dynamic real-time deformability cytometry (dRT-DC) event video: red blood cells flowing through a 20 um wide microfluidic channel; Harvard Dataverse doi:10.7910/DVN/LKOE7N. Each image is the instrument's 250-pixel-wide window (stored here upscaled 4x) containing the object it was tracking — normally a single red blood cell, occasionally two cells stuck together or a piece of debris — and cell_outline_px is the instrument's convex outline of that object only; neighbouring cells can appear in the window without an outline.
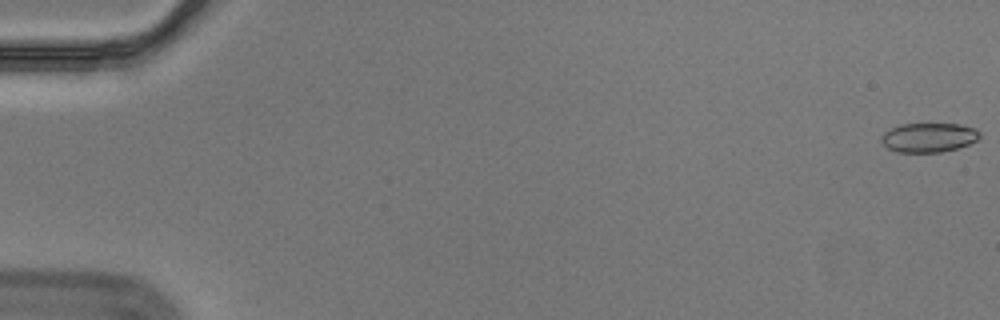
{"species": "Egyptian fruit bat (a non-hibernating species)", "species_latin": "Rousettus aegyptiacus", "temperature_condition": "cold", "stored_images_in_passage": 57, "camera_frame_rate_fps": 3000, "um_per_image_px": 0.085, "animal": {"sex": "male"}, "frame": {"image": 1, "passage_image": 1, "time_ms": 0.0, "image_size_px": [1000, 320], "cell_outline_px": [[980, 136], [976, 140], [968, 144], [956, 148], [940, 152], [896, 152], [888, 148], [880, 140], [880, 136], [884, 132], [900, 124], [960, 124], [976, 128], [980, 132]], "centroid_in_image_um": [78.93, 11.68], "position_along_channel_um": 6.1, "area_um2": 16.76}}
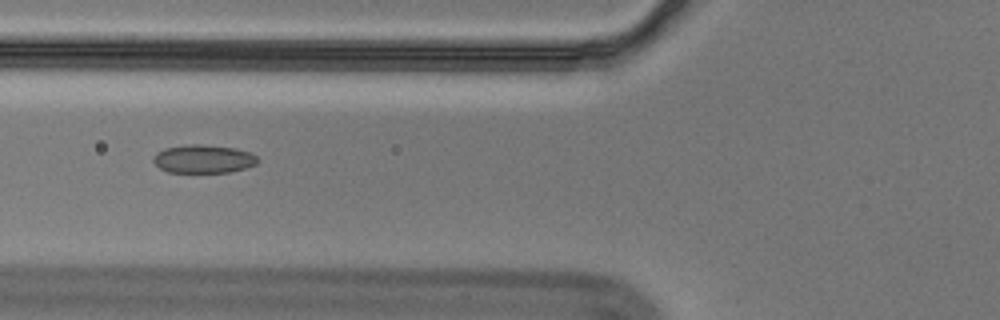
{"frame": {"image": 2, "passage_image": 23, "time_ms": 7.333, "image_size_px": [1000, 320], "cell_outline_px": [[260, 160], [256, 164], [244, 168], [228, 172], [168, 172], [160, 168], [152, 160], [156, 152], [164, 148], [188, 144], [204, 144], [236, 148], [248, 152], [256, 156]], "centroid_in_image_um": [17.28, 13.5], "position_along_channel_um": 108.5, "area_um2": 17.22}}
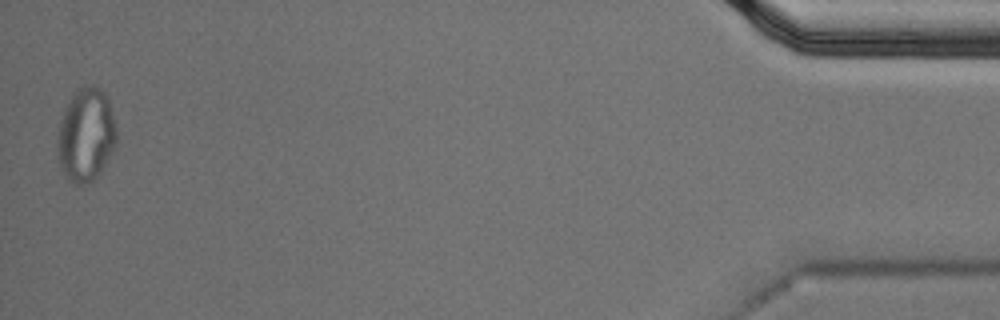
{"frame": {"image": 3, "passage_image": 57, "time_ms": 18.667, "image_size_px": [1000, 320], "cell_outline_px": [[116, 148], [100, 172], [88, 184], [72, 184], [68, 180], [60, 164], [56, 144], [56, 140], [60, 120], [72, 96], [84, 84], [92, 84], [100, 88], [108, 96], [116, 128]], "centroid_in_image_um": [7.32, 11.47], "position_along_channel_um": 427.9, "area_um2": 32.31}, "authors_computed_cell_mechanics": {"area_um2": 17.7446, "velocity_mm_per_s": 3.5553, "shape_relaxation_time_tau1_ms": null, "shape_relaxation_time_tau2_ms": 2.7933, "deformation_change_tau1": null, "deformation_change_tau2": 0.065}}